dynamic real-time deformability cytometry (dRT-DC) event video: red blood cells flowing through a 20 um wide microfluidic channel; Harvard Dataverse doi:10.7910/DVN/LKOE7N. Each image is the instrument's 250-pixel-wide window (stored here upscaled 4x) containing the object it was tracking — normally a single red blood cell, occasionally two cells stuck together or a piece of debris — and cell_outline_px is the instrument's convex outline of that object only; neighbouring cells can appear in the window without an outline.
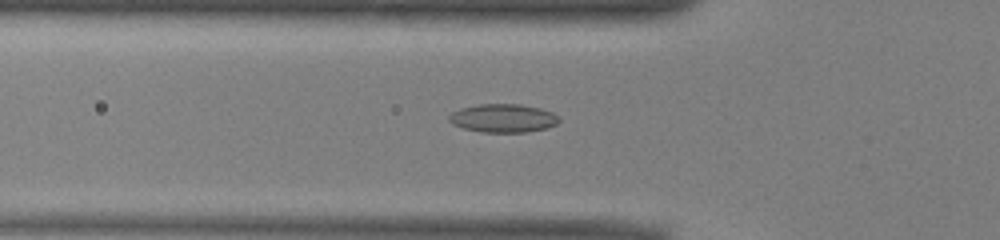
{"species": "common noctule bat (a hibernating species)", "species_latin": "Nyctalus noctula", "temperature_condition": "warm", "stored_images_in_passage": 51, "camera_frame_rate_fps": 3000, "um_per_image_px": 0.085, "animal": {"sex": "male", "body_mass_g": 13.0, "forearm_length_mm": 53.1}, "frame": {"image": 1, "passage_image": 17, "time_ms": 5.333, "image_size_px": [1000, 240], "cell_outline_px": [[560, 120], [556, 124], [544, 128], [524, 132], [480, 132], [464, 128], [452, 124], [448, 120], [448, 116], [452, 112], [460, 108], [480, 104], [520, 104], [540, 108], [552, 112], [560, 116]], "centroid_in_image_um": [42.75, 10.04], "position_along_channel_um": 83.0, "area_um2": 18.21}}
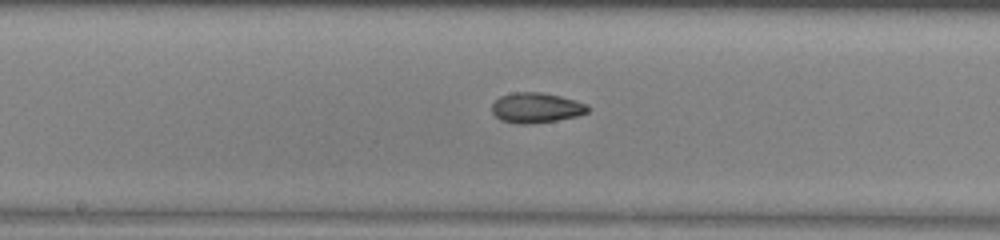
{"frame": {"image": 2, "passage_image": 26, "time_ms": 8.333, "image_size_px": [1000, 240], "cell_outline_px": [[592, 108], [588, 112], [576, 116], [556, 120], [532, 124], [516, 124], [500, 120], [492, 112], [492, 104], [500, 96], [512, 92], [540, 92], [560, 96], [588, 104]], "centroid_in_image_um": [45.58, 9.16], "position_along_channel_um": 202.6, "area_um2": 16.99}}
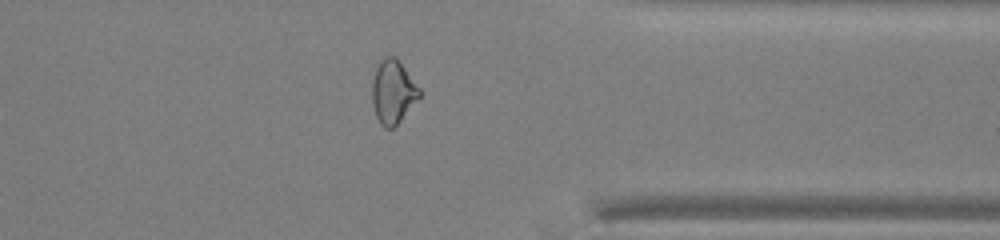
{"frame": {"image": 3, "passage_image": 40, "time_ms": 13.0, "image_size_px": [1000, 240], "cell_outline_px": [[420, 96], [400, 120], [392, 128], [384, 128], [380, 124], [376, 116], [372, 104], [372, 80], [376, 68], [380, 60], [384, 56], [396, 56], [420, 88]], "centroid_in_image_um": [33.38, 7.78], "position_along_channel_um": 378.0, "area_um2": 17.46}, "authors_computed_cell_mechanics": {"area_um2": 17.9758, "velocity_mm_per_s": 3.9667, "shape_relaxation_time_tau1_ms": null, "shape_relaxation_time_tau2_ms": 3.3995, "deformation_change_tau1": null, "deformation_change_tau2": 0.081}}